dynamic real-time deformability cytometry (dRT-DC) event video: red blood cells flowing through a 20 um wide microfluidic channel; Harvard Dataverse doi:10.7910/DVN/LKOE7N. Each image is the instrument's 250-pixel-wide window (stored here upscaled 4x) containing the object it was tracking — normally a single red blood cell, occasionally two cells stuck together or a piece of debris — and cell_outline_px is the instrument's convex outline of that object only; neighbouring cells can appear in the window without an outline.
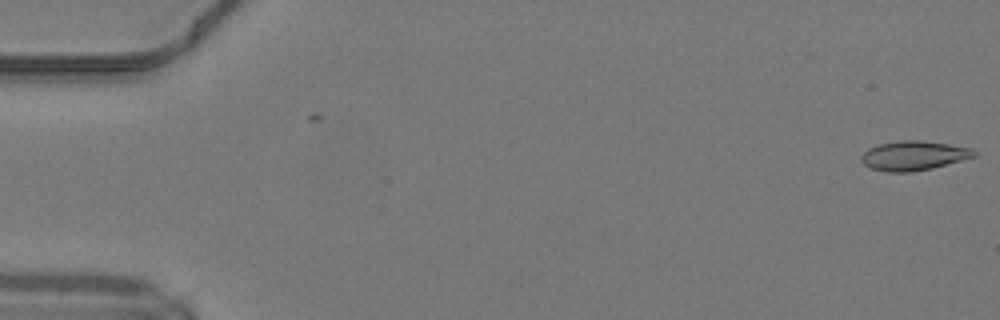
{"species": "common noctule bat (a hibernating species)", "species_latin": "Nyctalus noctula", "temperature_condition": "warm", "stored_images_in_passage": 49, "camera_frame_rate_fps": 3000, "um_per_image_px": 0.085, "animal": {"sex": "male", "body_mass_g": 19.2, "forearm_length_mm": 51.8}, "frame": {"image": 1, "passage_image": 1, "time_ms": 0.0, "image_size_px": [1000, 320], "cell_outline_px": [[976, 156], [932, 168], [912, 172], [884, 172], [872, 168], [864, 164], [860, 160], [860, 156], [868, 148], [880, 144], [900, 140], [924, 140], [972, 148], [976, 152]], "centroid_in_image_um": [77.64, 13.22], "position_along_channel_um": 7.4, "area_um2": 19.36}}
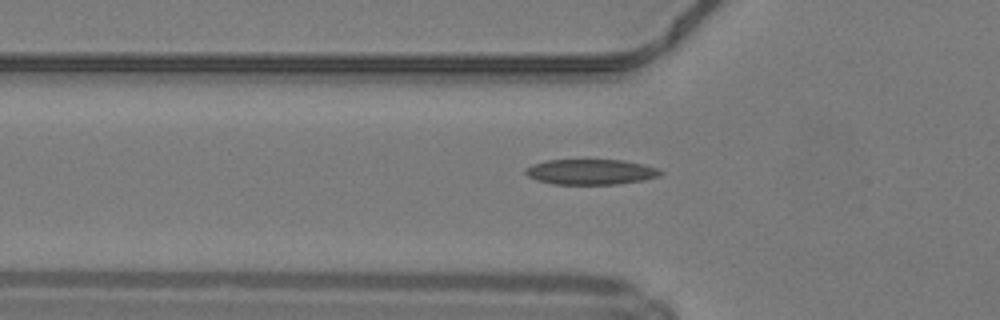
{"frame": {"image": 2, "passage_image": 17, "time_ms": 5.333, "image_size_px": [1000, 320], "cell_outline_px": [[664, 172], [660, 176], [644, 180], [616, 184], [552, 184], [536, 180], [528, 176], [524, 172], [524, 168], [532, 164], [544, 160], [624, 160], [644, 164], [656, 168]], "centroid_in_image_um": [50.19, 14.61], "position_along_channel_um": 75.6, "area_um2": 20.11}}
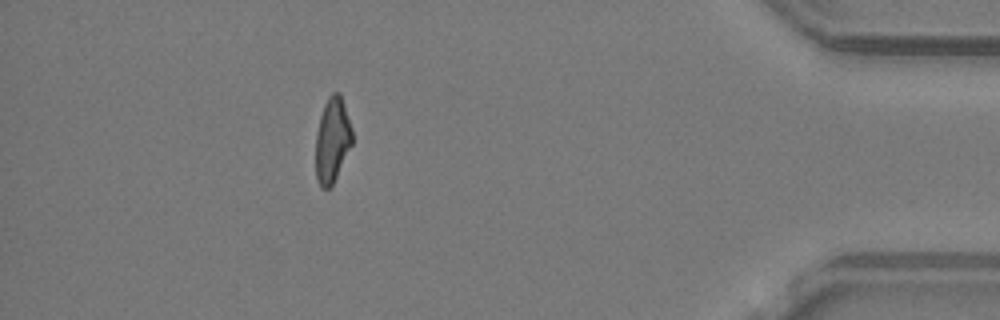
{"frame": {"image": 3, "passage_image": 44, "time_ms": 14.333, "image_size_px": [1000, 320], "cell_outline_px": [[352, 144], [332, 184], [328, 188], [320, 188], [316, 180], [316, 132], [320, 116], [324, 104], [328, 96], [332, 92], [340, 92], [352, 128]], "centroid_in_image_um": [28.23, 11.88], "position_along_channel_um": 407.0, "area_um2": 18.03}, "authors_computed_cell_mechanics": {"area_um2": 19.074, "velocity_mm_per_s": 4.2421, "shape_relaxation_time_tau1_ms": null, "shape_relaxation_time_tau2_ms": 3.3014, "deformation_change_tau1": null, "deformation_change_tau2": 0.1347}}